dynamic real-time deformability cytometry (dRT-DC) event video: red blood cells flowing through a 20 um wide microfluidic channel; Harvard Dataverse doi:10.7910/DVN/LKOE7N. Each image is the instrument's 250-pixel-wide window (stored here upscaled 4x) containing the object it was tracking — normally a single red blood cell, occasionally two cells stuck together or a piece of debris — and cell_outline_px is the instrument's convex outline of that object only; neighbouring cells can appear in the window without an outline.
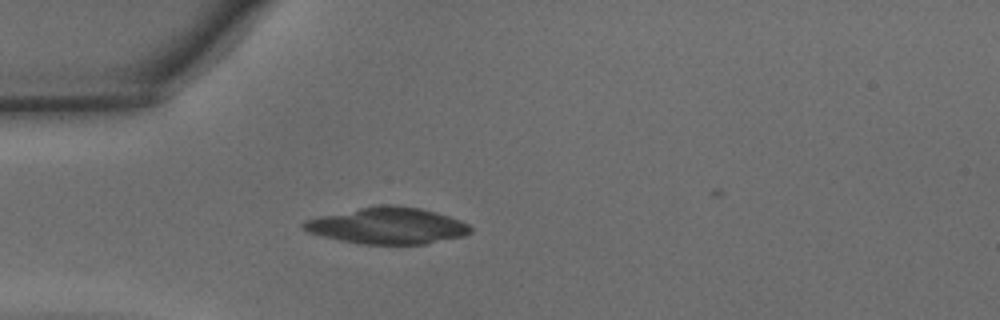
{"species": "common noctule bat (a hibernating species)", "species_latin": "Nyctalus noctula", "temperature_condition": "warm", "stored_images_in_passage": 29, "camera_frame_rate_fps": 3000, "um_per_image_px": 0.085, "animal": {"sex": "male", "body_mass_g": 15.6}, "frame": {"image": 1, "passage_image": 1, "time_ms": 0.0, "image_size_px": [1000, 320], "cell_outline_px": [[472, 232], [464, 236], [428, 244], [364, 244], [340, 240], [320, 236], [308, 232], [300, 224], [304, 220], [320, 216], [380, 204], [396, 204], [420, 208], [436, 212], [460, 220], [468, 224], [472, 228]], "centroid_in_image_um": [32.96, 19.18], "position_along_channel_um": 52.0, "area_um2": 35.55}}
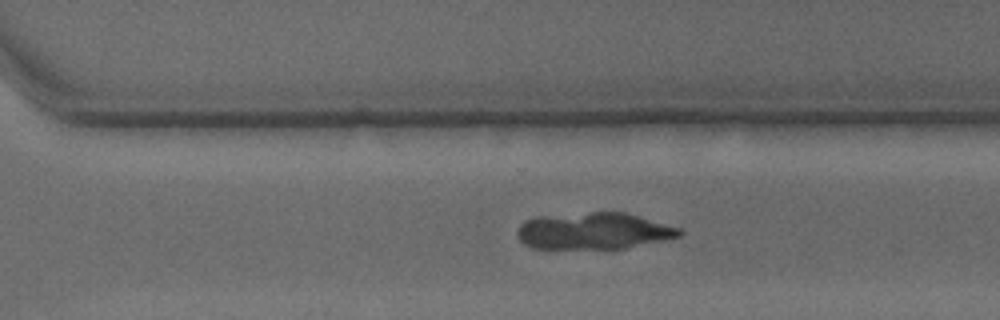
{"frame": {"image": 2, "passage_image": 20, "time_ms": 6.333, "image_size_px": [1000, 320], "cell_outline_px": [[684, 232], [680, 236], [624, 248], [532, 248], [524, 244], [520, 240], [516, 232], [520, 224], [524, 220], [536, 216], [592, 212], [624, 212], [680, 228]], "centroid_in_image_um": [50.41, 19.62], "position_along_channel_um": 320.2, "area_um2": 34.39}}
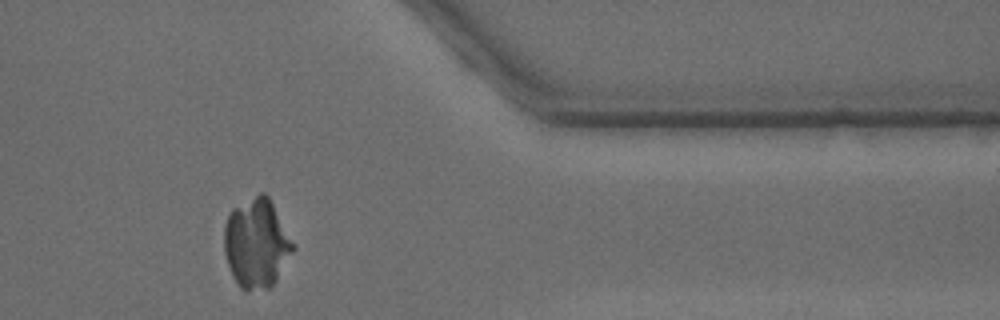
{"frame": {"image": 3, "passage_image": 26, "time_ms": 8.333, "image_size_px": [1000, 320], "cell_outline_px": [[296, 248], [276, 280], [268, 288], [244, 292], [240, 288], [232, 276], [224, 252], [224, 224], [232, 208], [260, 192], [264, 192], [268, 196]], "centroid_in_image_um": [21.78, 20.7], "position_along_channel_um": 389.6, "area_um2": 35.78}}